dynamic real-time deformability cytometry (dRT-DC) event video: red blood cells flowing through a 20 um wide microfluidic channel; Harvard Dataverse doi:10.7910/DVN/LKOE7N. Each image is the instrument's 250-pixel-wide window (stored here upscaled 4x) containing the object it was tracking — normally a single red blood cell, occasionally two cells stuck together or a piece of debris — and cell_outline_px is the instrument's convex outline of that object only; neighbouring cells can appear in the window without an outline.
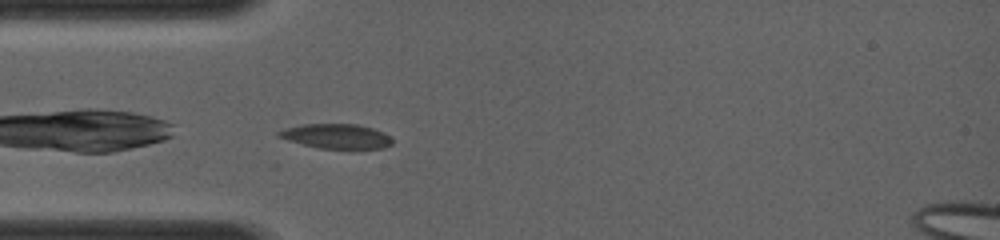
{"species": "common noctule bat (a hibernating species)", "species_latin": "Nyctalus noctula", "temperature_condition": "room temperature", "stored_images_in_passage": 40, "camera_frame_rate_fps": 4000, "um_per_image_px": 0.085, "animal": {"sex": "female", "body_mass_g": 19.0, "forearm_length_mm": 56.7}, "frame": {"image": 1, "passage_image": 2, "time_ms": 0.25, "image_size_px": [1000, 240], "cell_outline_px": [[392, 144], [384, 148], [316, 148], [288, 140], [276, 136], [276, 132], [300, 124], [356, 124], [372, 128], [384, 132], [392, 140]], "centroid_in_image_um": [28.57, 11.57], "position_along_channel_um": 56.4, "area_um2": 16.18}}
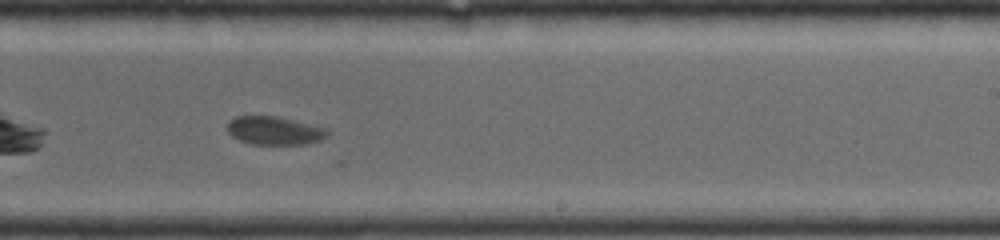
{"frame": {"image": 2, "passage_image": 20, "time_ms": 4.75, "image_size_px": [1000, 240], "cell_outline_px": [[328, 136], [320, 140], [308, 144], [252, 144], [240, 140], [232, 136], [228, 132], [228, 120], [236, 116], [276, 116], [328, 128]], "centroid_in_image_um": [23.34, 11.1], "position_along_channel_um": 265.7, "area_um2": 16.53}}
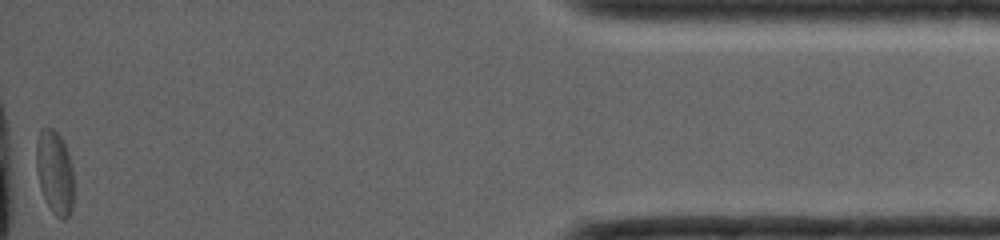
{"frame": {"image": 3, "passage_image": 40, "time_ms": 9.75, "image_size_px": [1000, 240], "cell_outline_px": [[72, 208], [68, 216], [64, 220], [60, 220], [52, 212], [44, 200], [40, 188], [36, 168], [36, 140], [40, 128], [52, 128], [60, 136], [68, 152], [72, 168]], "centroid_in_image_um": [4.62, 14.66], "position_along_channel_um": 430.6, "area_um2": 18.38}}